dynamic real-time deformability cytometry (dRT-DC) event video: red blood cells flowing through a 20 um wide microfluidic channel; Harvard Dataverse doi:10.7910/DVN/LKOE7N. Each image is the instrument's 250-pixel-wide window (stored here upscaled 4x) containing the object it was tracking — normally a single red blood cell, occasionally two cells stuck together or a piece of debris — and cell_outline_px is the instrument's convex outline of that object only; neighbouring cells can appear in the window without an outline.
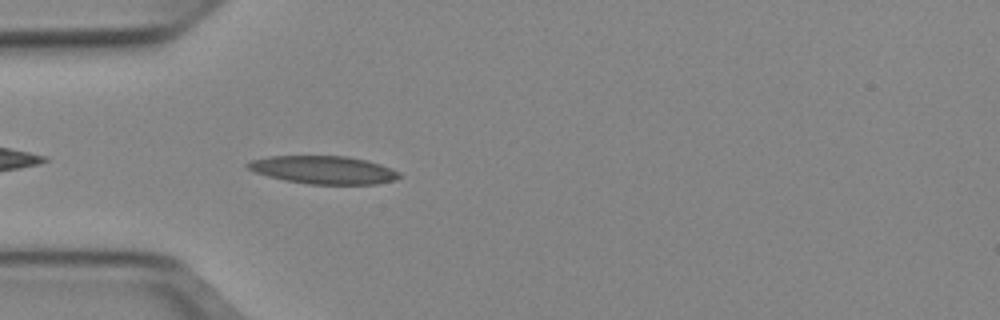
{"species": "Egyptian fruit bat (a non-hibernating species)", "species_latin": "Rousettus aegyptiacus", "temperature_condition": "cold", "stored_images_in_passage": 39, "camera_frame_rate_fps": 3000, "um_per_image_px": 0.085, "animal": {"sex": "female"}, "frame": {"image": 1, "passage_image": 3, "time_ms": 0.667, "image_size_px": [1000, 320], "cell_outline_px": [[404, 176], [396, 180], [376, 184], [308, 184], [284, 180], [268, 176], [256, 172], [248, 168], [244, 164], [252, 160], [272, 156], [348, 156], [368, 160], [380, 164], [400, 172]], "centroid_in_image_um": [27.55, 14.44], "position_along_channel_um": 57.4, "area_um2": 24.8}}
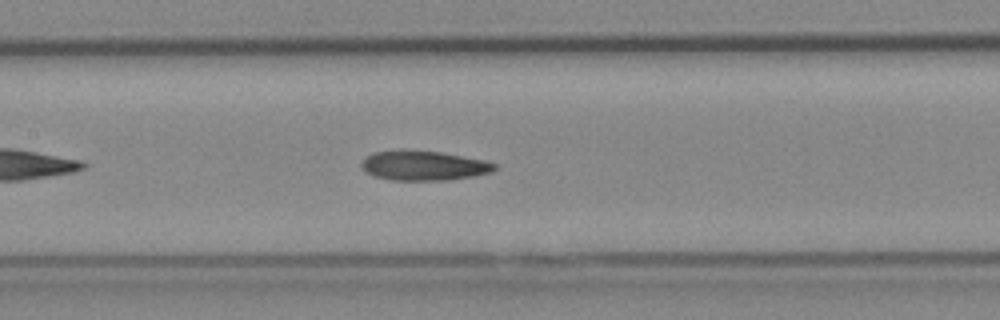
{"frame": {"image": 2, "passage_image": 12, "time_ms": 3.667, "image_size_px": [1000, 320], "cell_outline_px": [[496, 168], [492, 172], [476, 176], [448, 180], [392, 180], [376, 176], [364, 172], [360, 164], [372, 152], [404, 148], [440, 152], [484, 160], [496, 164]], "centroid_in_image_um": [36.0, 14.06], "position_along_channel_um": 171.4, "area_um2": 23.35}}
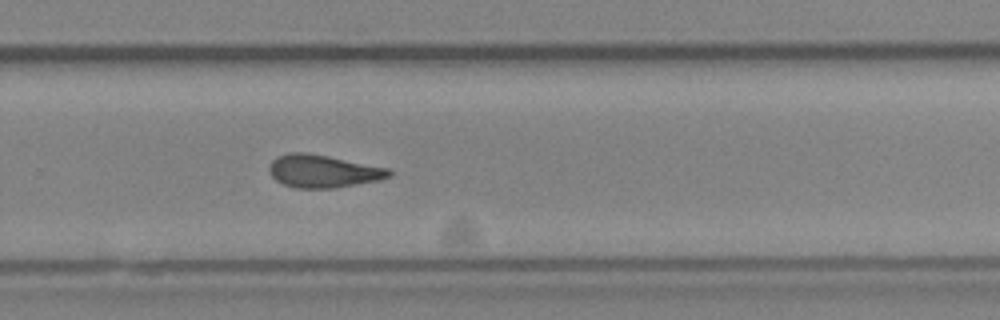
{"frame": {"image": 3, "passage_image": 22, "time_ms": 7.0, "image_size_px": [1000, 320], "cell_outline_px": [[392, 176], [380, 180], [336, 188], [296, 188], [284, 184], [276, 180], [268, 172], [268, 168], [272, 160], [276, 156], [288, 152], [308, 152], [388, 168], [392, 172]], "centroid_in_image_um": [27.44, 14.55], "position_along_channel_um": 302.4, "area_um2": 23.06}, "authors_computed_cell_mechanics": {"area_um2": 22.831, "velocity_mm_per_s": 3.9464, "shape_relaxation_time_tau1_ms": null, "shape_relaxation_time_tau2_ms": 5.0422, "deformation_change_tau1": null, "deformation_change_tau2": 0.1408}}